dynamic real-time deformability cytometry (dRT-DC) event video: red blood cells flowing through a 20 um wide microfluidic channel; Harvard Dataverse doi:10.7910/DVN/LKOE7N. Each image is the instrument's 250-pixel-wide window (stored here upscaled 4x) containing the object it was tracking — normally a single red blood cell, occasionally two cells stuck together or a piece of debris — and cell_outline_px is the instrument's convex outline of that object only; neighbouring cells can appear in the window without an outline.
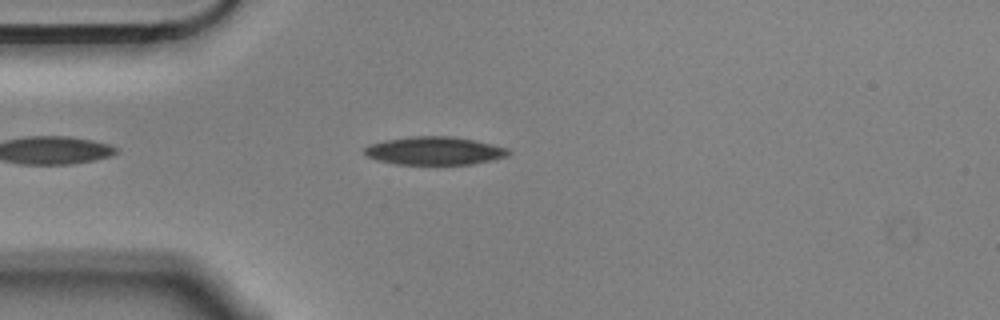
{"species": "Egyptian fruit bat (a non-hibernating species)", "species_latin": "Rousettus aegyptiacus", "temperature_condition": "cold", "stored_images_in_passage": 1, "camera_frame_rate_fps": 3000, "um_per_image_px": 0.085, "animal": {"sex": "male"}, "frame": {"image": 1, "passage_image": 1, "time_ms": 0.0, "image_size_px": [1000, 320], "cell_outline_px": [[512, 152], [508, 156], [492, 160], [472, 164], [396, 164], [376, 160], [364, 156], [364, 148], [368, 144], [384, 140], [408, 136], [452, 136], [492, 144], [508, 148]], "centroid_in_image_um": [36.89, 12.81], "position_along_channel_um": 48.1, "area_um2": 23.81}}